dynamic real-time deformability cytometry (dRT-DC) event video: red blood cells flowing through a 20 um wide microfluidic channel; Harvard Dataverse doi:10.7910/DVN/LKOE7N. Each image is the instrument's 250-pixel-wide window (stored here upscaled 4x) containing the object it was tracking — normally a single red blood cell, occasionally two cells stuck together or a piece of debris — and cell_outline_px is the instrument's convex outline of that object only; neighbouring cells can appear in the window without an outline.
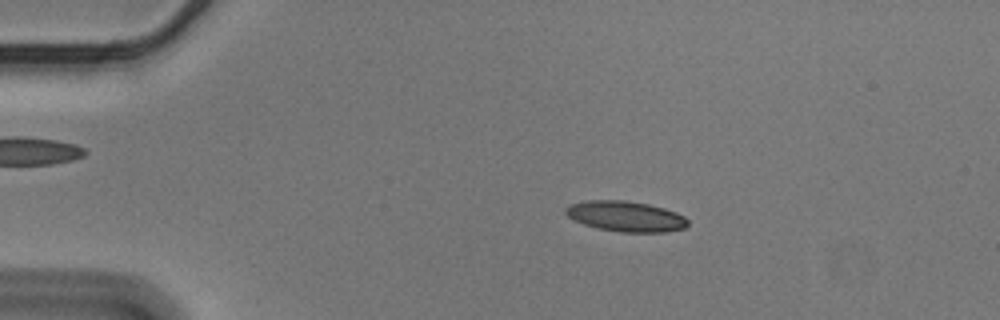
{"species": "Egyptian fruit bat (a non-hibernating species)", "species_latin": "Rousettus aegyptiacus", "temperature_condition": "cold", "stored_images_in_passage": 56, "camera_frame_rate_fps": 3000, "um_per_image_px": 0.085, "animal": {"sex": "male"}, "frame": {"image": 1, "passage_image": 11, "time_ms": 3.333, "image_size_px": [1000, 320], "cell_outline_px": [[688, 224], [684, 228], [664, 232], [620, 232], [596, 228], [584, 224], [568, 216], [564, 212], [564, 208], [568, 204], [588, 200], [624, 200], [648, 204], [664, 208], [676, 212], [684, 216], [688, 220]], "centroid_in_image_um": [53.17, 18.38], "position_along_channel_um": 31.8, "area_um2": 21.73}}
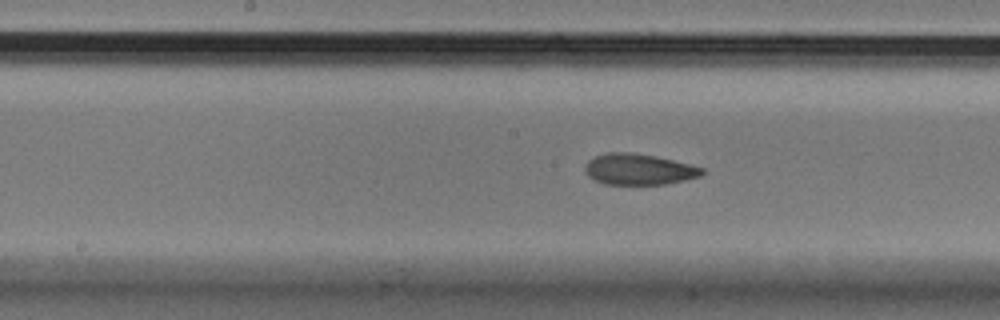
{"frame": {"image": 2, "passage_image": 29, "time_ms": 9.333, "image_size_px": [1000, 320], "cell_outline_px": [[704, 172], [700, 176], [684, 180], [664, 184], [604, 184], [592, 180], [584, 172], [584, 164], [588, 160], [596, 156], [608, 152], [632, 152], [656, 156], [704, 168]], "centroid_in_image_um": [54.23, 14.39], "position_along_channel_um": 194.0, "area_um2": 21.21}}
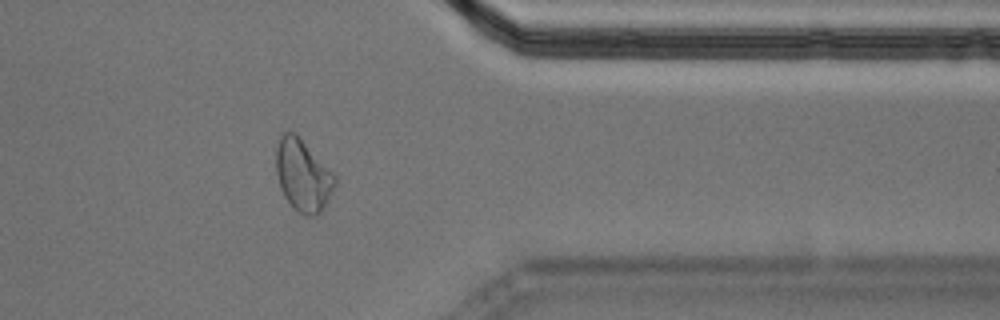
{"frame": {"image": 3, "passage_image": 46, "time_ms": 15.0, "image_size_px": [1000, 320], "cell_outline_px": [[336, 184], [324, 208], [316, 216], [304, 216], [292, 208], [284, 196], [280, 188], [276, 172], [276, 148], [280, 132], [292, 132], [336, 176]], "centroid_in_image_um": [25.72, 14.97], "position_along_channel_um": 385.7, "area_um2": 24.33}, "authors_computed_cell_mechanics": {"area_um2": 21.5594, "velocity_mm_per_s": 3.5724, "shape_relaxation_time_tau1_ms": 7.4917, "shape_relaxation_time_tau2_ms": 2.5931, "deformation_change_tau1": 0.191, "deformation_change_tau2": 0.079}}